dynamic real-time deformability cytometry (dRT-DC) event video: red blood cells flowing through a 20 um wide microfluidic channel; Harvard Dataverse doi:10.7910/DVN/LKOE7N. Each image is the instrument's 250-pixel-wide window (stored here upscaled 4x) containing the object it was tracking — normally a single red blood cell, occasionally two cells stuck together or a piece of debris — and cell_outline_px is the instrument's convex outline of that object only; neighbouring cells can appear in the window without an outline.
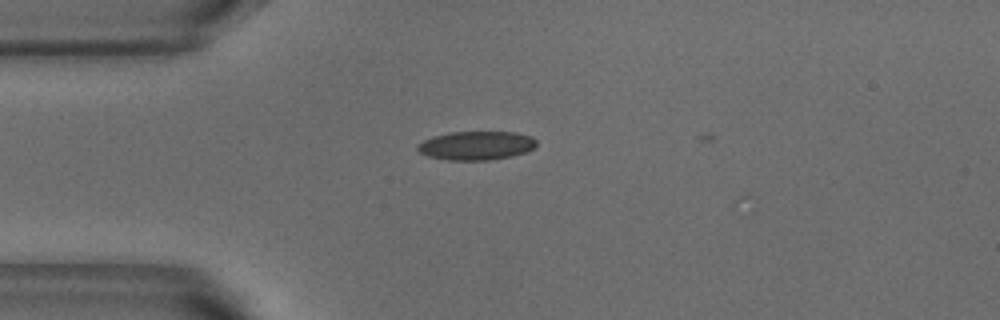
{"species": "common noctule bat (a hibernating species)", "species_latin": "Nyctalus noctula", "temperature_condition": "warm", "stored_images_in_passage": 6, "camera_frame_rate_fps": 3000, "um_per_image_px": 0.085, "animal": {"sex": "male", "body_mass_g": 18.8}, "frame": {"image": 1, "passage_image": 4, "time_ms": 1.0, "image_size_px": [1000, 320], "cell_outline_px": [[536, 144], [528, 152], [512, 156], [492, 160], [448, 160], [428, 156], [420, 152], [416, 148], [416, 144], [424, 140], [448, 132], [516, 132], [532, 136], [536, 140]], "centroid_in_image_um": [40.5, 12.37], "position_along_channel_um": 44.5, "area_um2": 20.0}}